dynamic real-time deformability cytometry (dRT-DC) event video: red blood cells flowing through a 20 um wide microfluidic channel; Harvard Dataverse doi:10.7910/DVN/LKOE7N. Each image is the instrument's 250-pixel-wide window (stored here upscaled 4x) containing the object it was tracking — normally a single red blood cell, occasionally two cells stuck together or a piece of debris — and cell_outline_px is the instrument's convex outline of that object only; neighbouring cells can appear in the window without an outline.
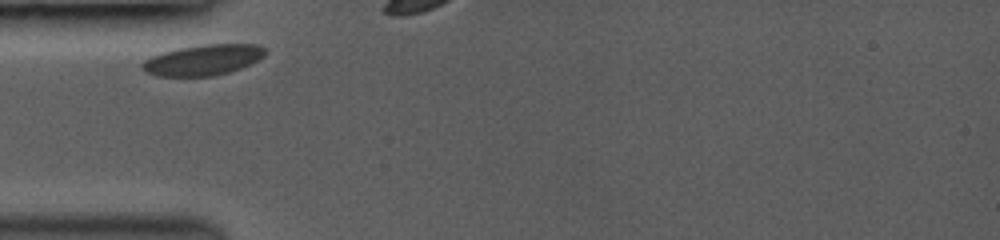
{"species": "common noctule bat (a hibernating species)", "species_latin": "Nyctalus noctula", "temperature_condition": "room temperature", "stored_images_in_passage": 4, "camera_frame_rate_fps": 3000, "um_per_image_px": 0.085, "animal": {"sex": "female", "body_mass_g": 19.0, "forearm_length_mm": 53.3}, "frame": {"image": 1, "passage_image": 1, "time_ms": 0.0, "image_size_px": [1000, 240], "cell_outline_px": [[268, 52], [264, 56], [240, 68], [228, 72], [212, 76], [156, 76], [144, 72], [140, 68], [140, 64], [144, 60], [152, 56], [164, 52], [180, 48], [204, 44], [256, 44], [264, 48]], "centroid_in_image_um": [17.22, 5.1], "position_along_channel_um": 67.8, "area_um2": 21.91}}